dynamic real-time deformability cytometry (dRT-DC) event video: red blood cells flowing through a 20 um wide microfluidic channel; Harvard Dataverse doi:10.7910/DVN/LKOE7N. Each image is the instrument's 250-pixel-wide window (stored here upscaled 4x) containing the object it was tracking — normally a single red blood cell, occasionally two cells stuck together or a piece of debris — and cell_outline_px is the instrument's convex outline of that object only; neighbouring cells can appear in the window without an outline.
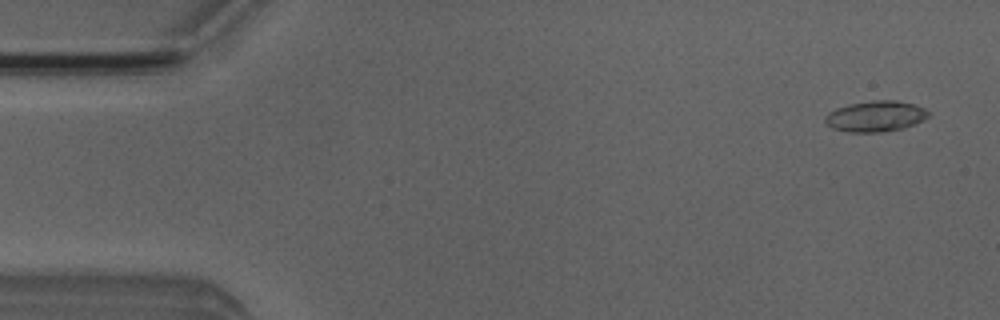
{"species": "Egyptian fruit bat (a non-hibernating species)", "species_latin": "Rousettus aegyptiacus", "temperature_condition": "room temperature", "stored_images_in_passage": 51, "camera_frame_rate_fps": 3000, "um_per_image_px": 0.085, "animal": {"sex": "male"}, "frame": {"image": 1, "passage_image": 3, "time_ms": 0.667, "image_size_px": [1000, 320], "cell_outline_px": [[928, 116], [924, 120], [904, 128], [880, 132], [848, 132], [832, 128], [824, 120], [824, 116], [828, 112], [836, 108], [848, 104], [876, 100], [896, 100], [912, 104], [924, 108], [928, 112]], "centroid_in_image_um": [74.4, 9.88], "position_along_channel_um": 10.6, "area_um2": 18.5}}
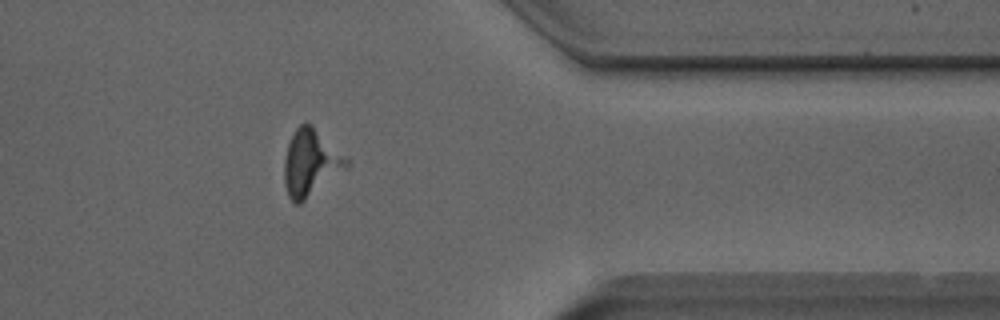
{"frame": {"image": 2, "passage_image": 42, "time_ms": 13.667, "image_size_px": [1000, 320], "cell_outline_px": [[348, 168], [300, 204], [296, 204], [288, 196], [284, 184], [284, 160], [288, 144], [296, 128], [300, 124], [312, 124], [348, 160]], "centroid_in_image_um": [26.39, 13.87], "position_along_channel_um": 385.0, "area_um2": 23.87}}
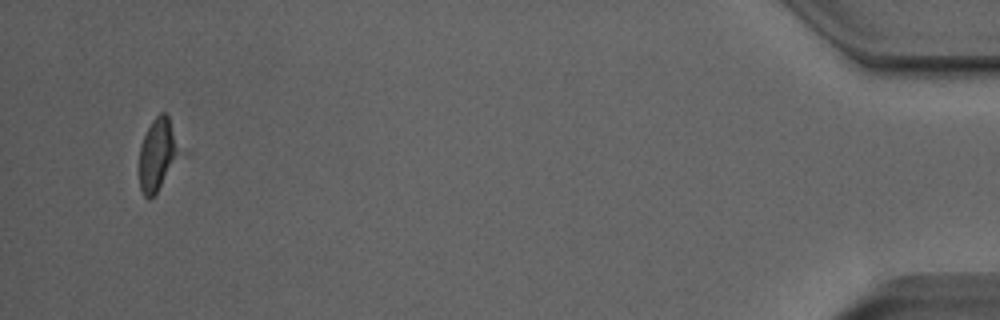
{"frame": {"image": 3, "passage_image": 50, "time_ms": 16.333, "image_size_px": [1000, 320], "cell_outline_px": [[180, 152], [156, 192], [148, 200], [144, 196], [140, 188], [140, 144], [152, 120], [160, 112], [164, 112], [168, 116]], "centroid_in_image_um": [13.34, 13.11], "position_along_channel_um": 421.9, "area_um2": 16.13}}